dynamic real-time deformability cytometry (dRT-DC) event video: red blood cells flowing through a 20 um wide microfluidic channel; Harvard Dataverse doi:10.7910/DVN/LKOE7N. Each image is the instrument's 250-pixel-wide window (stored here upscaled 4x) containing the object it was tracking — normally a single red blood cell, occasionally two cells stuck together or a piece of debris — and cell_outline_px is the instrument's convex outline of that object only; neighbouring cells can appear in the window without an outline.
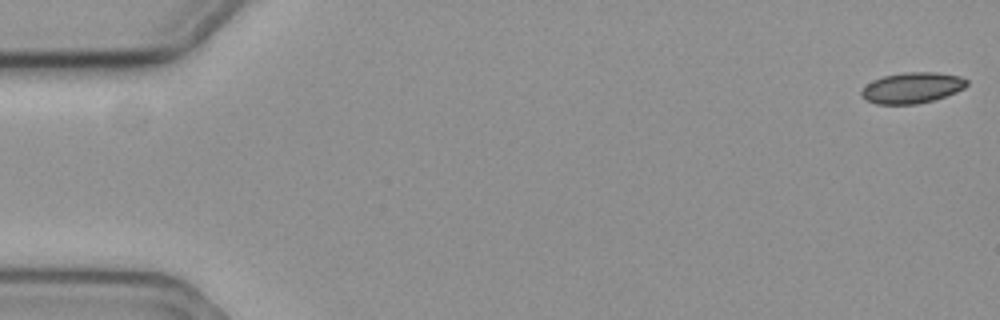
{"species": "common noctule bat (a hibernating species)", "species_latin": "Nyctalus noctula", "temperature_condition": "cold", "stored_images_in_passage": 58, "camera_frame_rate_fps": 3000, "um_per_image_px": 0.085, "animal": {"sex": "female", "body_mass_g": 19.3, "forearm_length_mm": 54.1}, "frame": {"image": 1, "passage_image": 1, "time_ms": 0.0, "image_size_px": [1000, 320], "cell_outline_px": [[968, 84], [964, 88], [956, 92], [932, 100], [916, 104], [876, 104], [860, 96], [860, 92], [872, 80], [884, 76], [904, 72], [936, 72], [960, 76], [968, 80]], "centroid_in_image_um": [77.53, 7.45], "position_along_channel_um": 7.5, "area_um2": 18.84}}
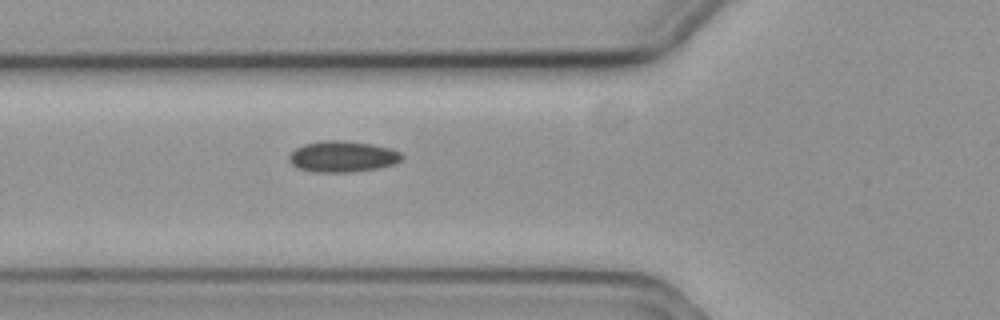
{"frame": {"image": 2, "passage_image": 21, "time_ms": 6.667, "image_size_px": [1000, 320], "cell_outline_px": [[404, 156], [400, 160], [392, 164], [380, 168], [348, 172], [312, 172], [300, 168], [292, 164], [288, 160], [288, 156], [296, 148], [304, 144], [324, 140], [344, 140], [372, 144], [388, 148], [400, 152]], "centroid_in_image_um": [29.1, 13.3], "position_along_channel_um": 96.7, "area_um2": 20.35}}
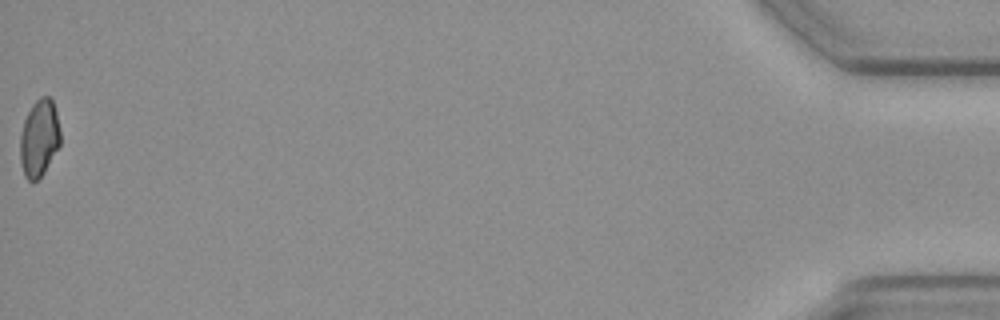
{"frame": {"image": 3, "passage_image": 58, "time_ms": 19.0, "image_size_px": [1000, 320], "cell_outline_px": [[60, 144], [44, 172], [32, 184], [24, 176], [20, 160], [20, 136], [24, 120], [32, 104], [40, 96], [48, 96], [52, 100], [56, 112], [60, 132]], "centroid_in_image_um": [3.32, 11.75], "position_along_channel_um": 431.9, "area_um2": 18.03}, "authors_computed_cell_mechanics": {"area_um2": 19.3341, "velocity_mm_per_s": 3.5972, "shape_relaxation_time_tau1_ms": null, "shape_relaxation_time_tau2_ms": 4.6078, "deformation_change_tau1": null, "deformation_change_tau2": 0.0716}}